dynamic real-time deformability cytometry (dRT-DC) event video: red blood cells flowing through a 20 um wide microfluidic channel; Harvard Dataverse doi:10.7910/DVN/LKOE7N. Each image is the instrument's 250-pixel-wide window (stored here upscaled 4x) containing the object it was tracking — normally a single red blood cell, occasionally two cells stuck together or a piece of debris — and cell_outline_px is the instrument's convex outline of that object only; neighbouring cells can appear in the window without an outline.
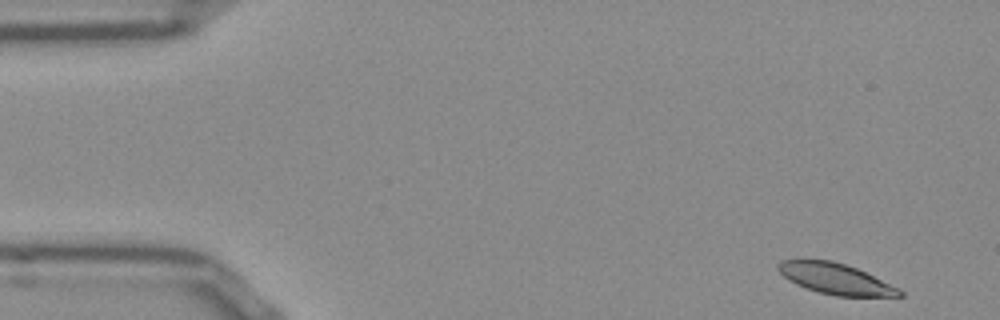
{"species": "Egyptian fruit bat (a non-hibernating species)", "species_latin": "Rousettus aegyptiacus", "temperature_condition": "room temperature", "stored_images_in_passage": 52, "camera_frame_rate_fps": 3000, "um_per_image_px": 0.085, "frame": {"image": 1, "passage_image": 2, "time_ms": 0.333, "image_size_px": [1000, 320], "cell_outline_px": [[904, 296], [836, 296], [820, 292], [796, 284], [788, 280], [776, 268], [776, 264], [784, 260], [832, 260], [856, 268], [904, 292]], "centroid_in_image_um": [70.97, 23.69], "position_along_channel_um": 14.0, "area_um2": 21.21}}
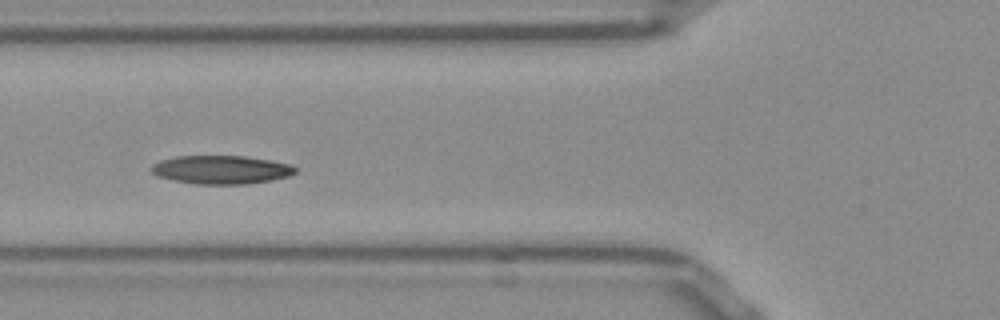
{"frame": {"image": 2, "passage_image": 18, "time_ms": 5.667, "image_size_px": [1000, 320], "cell_outline_px": [[296, 172], [288, 176], [272, 180], [248, 184], [192, 184], [172, 180], [156, 176], [152, 172], [152, 164], [160, 160], [176, 156], [244, 156], [272, 160], [292, 164], [296, 168]], "centroid_in_image_um": [18.8, 14.43], "position_along_channel_um": 107.0, "area_um2": 24.1}}
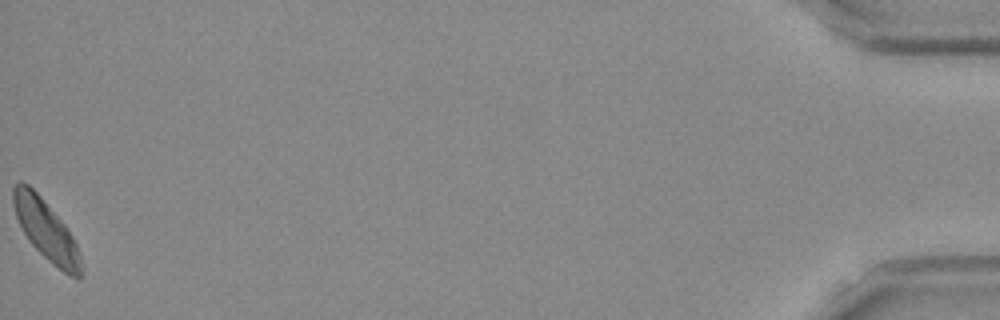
{"frame": {"image": 3, "passage_image": 52, "time_ms": 17.0, "image_size_px": [1000, 320], "cell_outline_px": [[84, 272], [80, 280], [64, 272], [48, 260], [28, 240], [16, 216], [12, 204], [12, 188], [20, 180], [28, 184], [40, 196], [64, 224], [72, 236], [80, 252]], "centroid_in_image_um": [3.93, 19.58], "position_along_channel_um": 431.3, "area_um2": 23.58}, "authors_computed_cell_mechanics": {"area_um2": 23.4668, "velocity_mm_per_s": 3.7784, "shape_relaxation_time_tau1_ms": 2.7439, "shape_relaxation_time_tau2_ms": 3.4989, "deformation_change_tau1": 0.0892, "deformation_change_tau2": 0.0913}}